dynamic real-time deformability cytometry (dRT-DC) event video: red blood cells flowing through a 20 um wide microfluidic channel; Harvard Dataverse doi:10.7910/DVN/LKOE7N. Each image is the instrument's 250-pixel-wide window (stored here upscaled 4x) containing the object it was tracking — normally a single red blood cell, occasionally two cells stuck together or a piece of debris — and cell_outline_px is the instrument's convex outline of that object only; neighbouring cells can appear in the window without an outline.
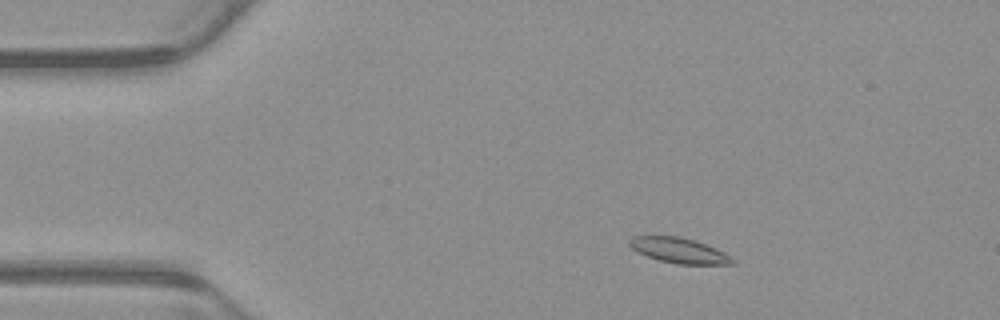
{"species": "common noctule bat (a hibernating species)", "species_latin": "Nyctalus noctula", "temperature_condition": "warm", "stored_images_in_passage": 4, "camera_frame_rate_fps": 3000, "um_per_image_px": 0.085, "animal": {"sex": "male", "body_mass_g": 23.1, "forearm_length_mm": 52.7}, "frame": {"image": 1, "passage_image": 2, "time_ms": 0.333, "image_size_px": [1000, 320], "cell_outline_px": [[736, 264], [680, 264], [660, 260], [648, 256], [632, 248], [628, 244], [628, 240], [632, 236], [680, 236], [716, 248], [724, 252], [736, 260]], "centroid_in_image_um": [57.74, 21.28], "position_along_channel_um": 27.3, "area_um2": 14.97}}
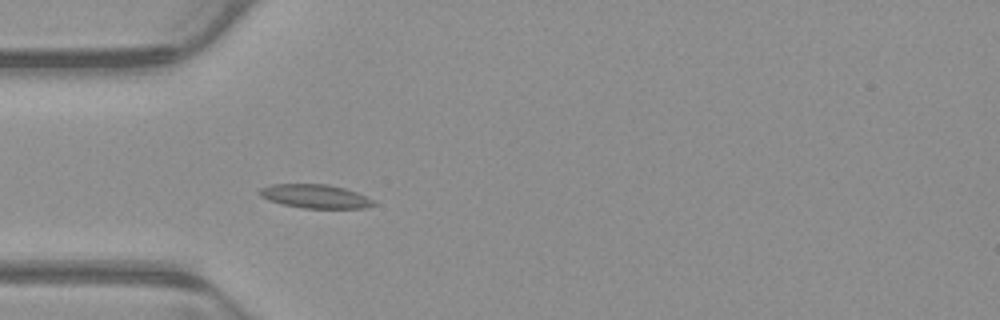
{"frame": {"image": 2, "passage_image": 4, "time_ms": 1.0, "image_size_px": [1000, 320], "cell_outline_px": [[376, 204], [364, 208], [304, 208], [284, 204], [268, 200], [260, 196], [260, 188], [272, 184], [328, 184], [344, 188], [356, 192], [376, 200]], "centroid_in_image_um": [26.83, 16.68], "position_along_channel_um": 58.2, "area_um2": 15.72}}